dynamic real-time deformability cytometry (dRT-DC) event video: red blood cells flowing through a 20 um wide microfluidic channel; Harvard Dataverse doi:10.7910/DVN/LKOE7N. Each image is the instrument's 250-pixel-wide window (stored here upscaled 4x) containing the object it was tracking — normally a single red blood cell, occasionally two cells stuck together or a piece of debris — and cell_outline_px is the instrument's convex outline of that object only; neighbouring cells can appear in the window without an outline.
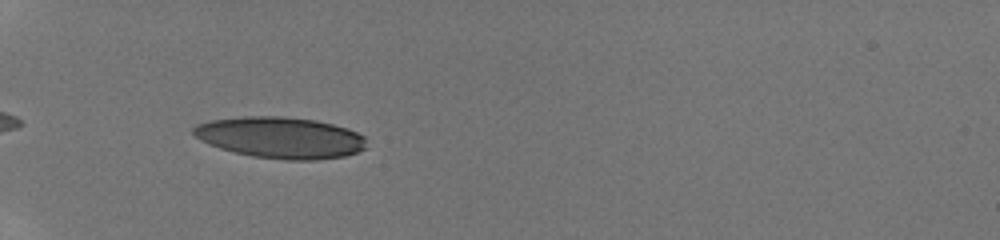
{"species": "human", "species_latin": "Homo sapiens", "temperature_condition": "room temperature", "stored_images_in_passage": 7, "camera_frame_rate_fps": 3000, "um_per_image_px": 0.085, "donor": {"sex": "male"}, "frame": {"image": 1, "passage_image": 1, "time_ms": 0.0, "image_size_px": [1000, 240], "cell_outline_px": [[364, 148], [356, 152], [344, 156], [316, 160], [284, 160], [252, 156], [220, 148], [200, 140], [192, 132], [192, 128], [196, 124], [212, 120], [244, 116], [280, 116], [316, 120], [348, 128], [364, 136]], "centroid_in_image_um": [23.82, 11.69], "position_along_channel_um": 61.2, "area_um2": 41.5}}
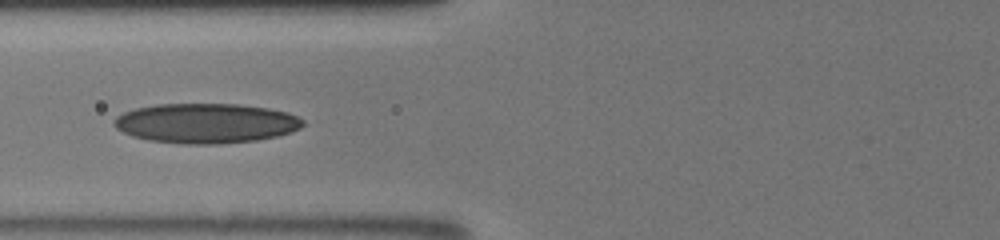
{"frame": {"image": 2, "passage_image": 4, "time_ms": 1.667, "image_size_px": [1000, 240], "cell_outline_px": [[304, 124], [300, 128], [292, 132], [276, 136], [256, 140], [220, 144], [180, 144], [148, 140], [132, 136], [116, 128], [112, 124], [112, 120], [116, 116], [124, 112], [136, 108], [156, 104], [240, 104], [268, 108], [288, 112], [304, 120]], "centroid_in_image_um": [17.49, 10.48], "position_along_channel_um": 108.3, "area_um2": 44.1}}
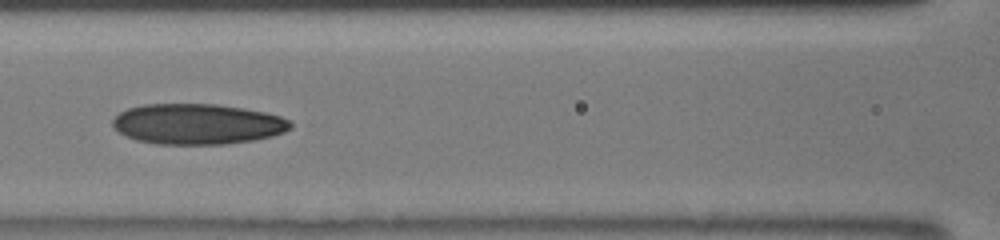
{"frame": {"image": 3, "passage_image": 6, "time_ms": 2.667, "image_size_px": [1000, 240], "cell_outline_px": [[292, 128], [284, 132], [272, 136], [252, 140], [224, 144], [156, 144], [136, 140], [120, 132], [112, 124], [112, 120], [120, 112], [128, 108], [144, 104], [216, 104], [244, 108], [264, 112], [280, 116], [288, 120], [292, 124]], "centroid_in_image_um": [16.79, 10.54], "position_along_channel_um": 149.8, "area_um2": 41.91}}